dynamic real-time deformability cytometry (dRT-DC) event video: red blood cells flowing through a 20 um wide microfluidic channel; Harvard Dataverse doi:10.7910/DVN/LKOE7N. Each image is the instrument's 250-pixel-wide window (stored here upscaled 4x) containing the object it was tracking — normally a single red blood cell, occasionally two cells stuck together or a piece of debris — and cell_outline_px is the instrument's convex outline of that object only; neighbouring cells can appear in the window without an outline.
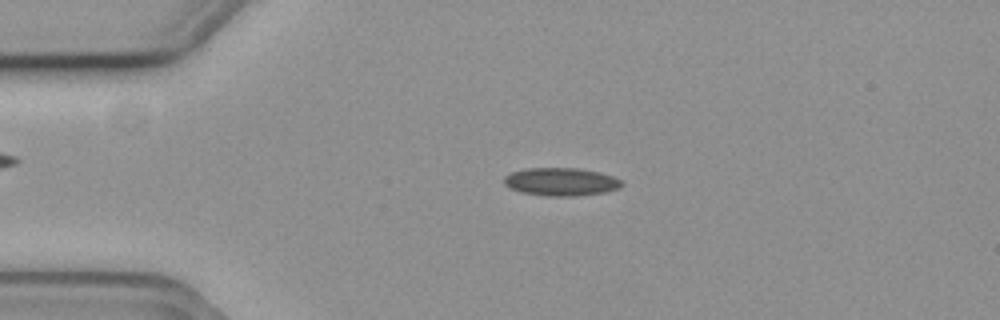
{"species": "common noctule bat (a hibernating species)", "species_latin": "Nyctalus noctula", "temperature_condition": "cold", "stored_images_in_passage": 55, "camera_frame_rate_fps": 3000, "um_per_image_px": 0.085, "animal": {"sex": "female", "body_mass_g": 19.3, "forearm_length_mm": 54.1}, "frame": {"image": 1, "passage_image": 12, "time_ms": 3.667, "image_size_px": [1000, 320], "cell_outline_px": [[624, 184], [620, 188], [604, 192], [576, 196], [548, 196], [520, 192], [504, 184], [504, 176], [508, 172], [524, 168], [580, 168], [600, 172], [612, 176], [620, 180]], "centroid_in_image_um": [47.67, 15.44], "position_along_channel_um": 37.3, "area_um2": 19.36}}
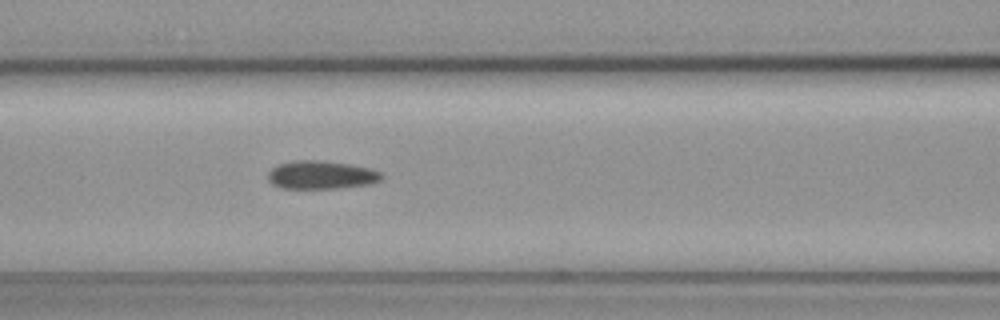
{"frame": {"image": 2, "passage_image": 23, "time_ms": 7.333, "image_size_px": [1000, 320], "cell_outline_px": [[384, 176], [380, 180], [372, 184], [336, 188], [284, 188], [272, 184], [268, 180], [268, 172], [272, 168], [280, 164], [296, 160], [316, 160], [348, 164], [368, 168], [380, 172]], "centroid_in_image_um": [27.3, 14.87], "position_along_channel_um": 139.3, "area_um2": 18.5}}
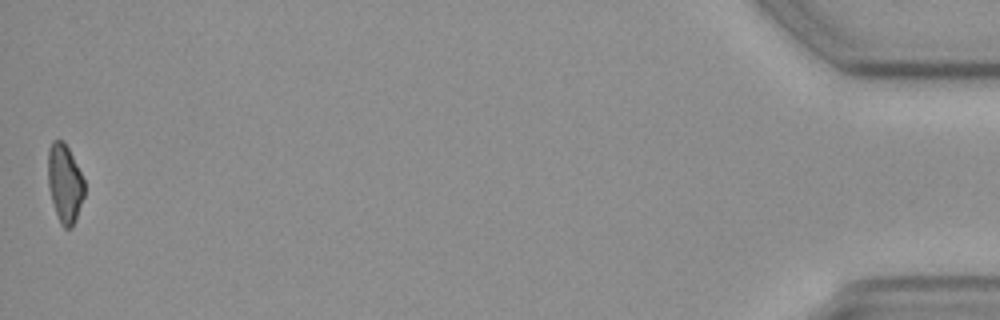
{"frame": {"image": 3, "passage_image": 55, "time_ms": 18.0, "image_size_px": [1000, 320], "cell_outline_px": [[84, 196], [72, 228], [64, 228], [60, 224], [52, 200], [48, 184], [48, 148], [52, 140], [64, 140], [84, 180]], "centroid_in_image_um": [5.49, 15.57], "position_along_channel_um": 429.7, "area_um2": 16.47}}